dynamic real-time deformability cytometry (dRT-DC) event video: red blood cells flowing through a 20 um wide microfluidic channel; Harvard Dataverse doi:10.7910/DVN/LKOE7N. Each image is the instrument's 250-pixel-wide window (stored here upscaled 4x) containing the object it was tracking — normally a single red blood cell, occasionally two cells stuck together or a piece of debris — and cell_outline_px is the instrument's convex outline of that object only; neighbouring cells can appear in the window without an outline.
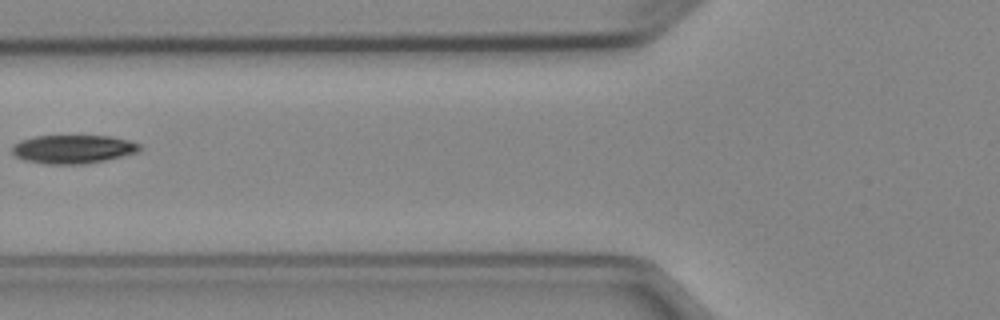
{"species": "Egyptian fruit bat (a non-hibernating species)", "species_latin": "Rousettus aegyptiacus", "temperature_condition": "cold", "stored_images_in_passage": 6, "camera_frame_rate_fps": 3000, "um_per_image_px": 0.085, "animal": {"sex": "female"}, "frame": {"image": 1, "passage_image": 5, "time_ms": 4.667, "image_size_px": [1000, 320], "cell_outline_px": [[144, 148], [140, 152], [104, 160], [84, 164], [44, 164], [24, 160], [16, 156], [12, 152], [12, 144], [20, 140], [36, 136], [108, 136], [128, 140], [140, 144]], "centroid_in_image_um": [6.22, 12.68], "position_along_channel_um": 119.6, "area_um2": 21.33}}